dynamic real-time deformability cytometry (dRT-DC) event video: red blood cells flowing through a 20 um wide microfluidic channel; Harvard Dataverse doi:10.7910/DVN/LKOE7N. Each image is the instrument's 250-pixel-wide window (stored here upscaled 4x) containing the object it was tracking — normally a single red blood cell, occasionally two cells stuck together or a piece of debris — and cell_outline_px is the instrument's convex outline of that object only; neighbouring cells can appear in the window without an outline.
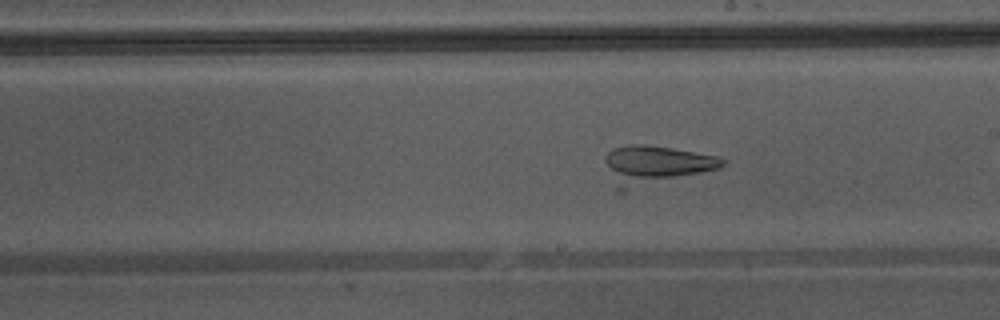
{"species": "Egyptian fruit bat (a non-hibernating species)", "species_latin": "Rousettus aegyptiacus", "temperature_condition": "warm", "stored_images_in_passage": 19, "camera_frame_rate_fps": 3000, "um_per_image_px": 0.085, "animal": {"sex": "male"}, "frame": {"image": 1, "passage_image": 9, "time_ms": 2.667, "image_size_px": [1000, 320], "cell_outline_px": [[728, 164], [720, 168], [624, 192], [616, 192], [604, 160], [604, 156], [612, 148], [628, 144], [644, 144], [672, 148], [720, 156], [728, 160]], "centroid_in_image_um": [55.7, 14.04], "position_along_channel_um": 233.3, "area_um2": 27.11}}